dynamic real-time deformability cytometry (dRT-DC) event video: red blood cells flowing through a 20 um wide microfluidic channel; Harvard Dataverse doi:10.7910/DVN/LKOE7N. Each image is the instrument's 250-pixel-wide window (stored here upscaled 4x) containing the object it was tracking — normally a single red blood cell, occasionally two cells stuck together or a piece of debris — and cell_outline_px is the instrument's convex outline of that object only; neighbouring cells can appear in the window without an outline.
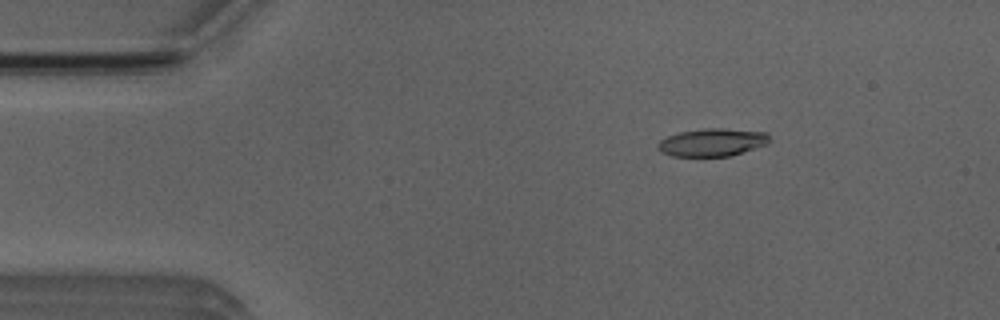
{"species": "Egyptian fruit bat (a non-hibernating species)", "species_latin": "Rousettus aegyptiacus", "temperature_condition": "room temperature", "stored_images_in_passage": 52, "camera_frame_rate_fps": 3000, "um_per_image_px": 0.085, "animal": {"sex": "male"}, "frame": {"image": 1, "passage_image": 8, "time_ms": 2.333, "image_size_px": [1000, 320], "cell_outline_px": [[772, 140], [768, 144], [728, 156], [672, 156], [660, 152], [656, 148], [656, 144], [660, 140], [668, 136], [680, 132], [704, 128], [720, 128], [768, 132]], "centroid_in_image_um": [60.54, 12.09], "position_along_channel_um": 24.5, "area_um2": 18.21}}
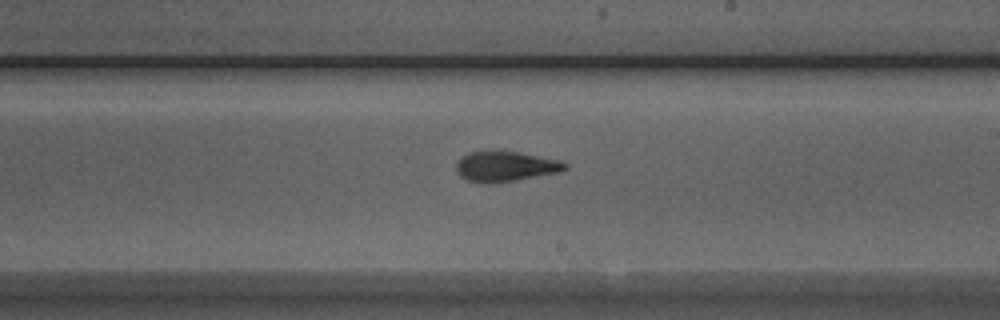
{"frame": {"image": 2, "passage_image": 30, "time_ms": 9.667, "image_size_px": [1000, 320], "cell_outline_px": [[568, 168], [560, 172], [516, 180], [488, 184], [468, 180], [460, 176], [456, 172], [456, 160], [460, 156], [468, 152], [488, 148], [496, 148], [520, 152], [560, 160], [568, 164]], "centroid_in_image_um": [42.91, 14.09], "position_along_channel_um": 246.1, "area_um2": 20.06}}
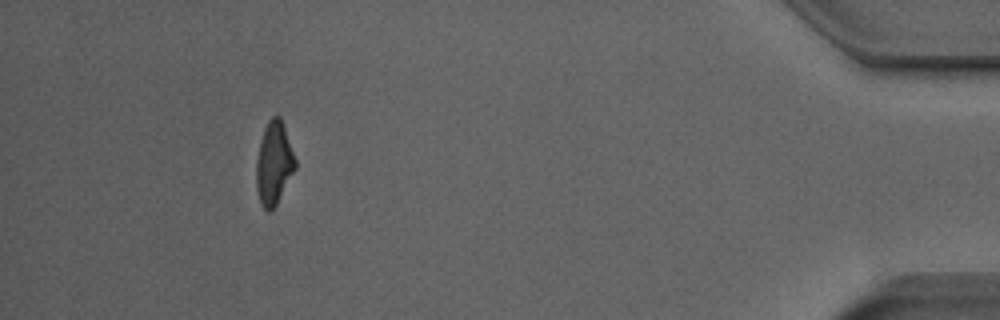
{"frame": {"image": 3, "passage_image": 48, "time_ms": 15.667, "image_size_px": [1000, 320], "cell_outline_px": [[296, 168], [276, 204], [268, 212], [264, 208], [260, 200], [256, 188], [256, 160], [260, 140], [264, 128], [268, 120], [272, 116], [280, 116], [296, 160]], "centroid_in_image_um": [23.27, 13.85], "position_along_channel_um": 411.9, "area_um2": 18.61}, "authors_computed_cell_mechanics": {"area_um2": 18.7272, "velocity_mm_per_s": 3.8933, "shape_relaxation_time_tau1_ms": 4.4161, "shape_relaxation_time_tau2_ms": 2.1681, "deformation_change_tau1": 0.1693, "deformation_change_tau2": 0.1085}}